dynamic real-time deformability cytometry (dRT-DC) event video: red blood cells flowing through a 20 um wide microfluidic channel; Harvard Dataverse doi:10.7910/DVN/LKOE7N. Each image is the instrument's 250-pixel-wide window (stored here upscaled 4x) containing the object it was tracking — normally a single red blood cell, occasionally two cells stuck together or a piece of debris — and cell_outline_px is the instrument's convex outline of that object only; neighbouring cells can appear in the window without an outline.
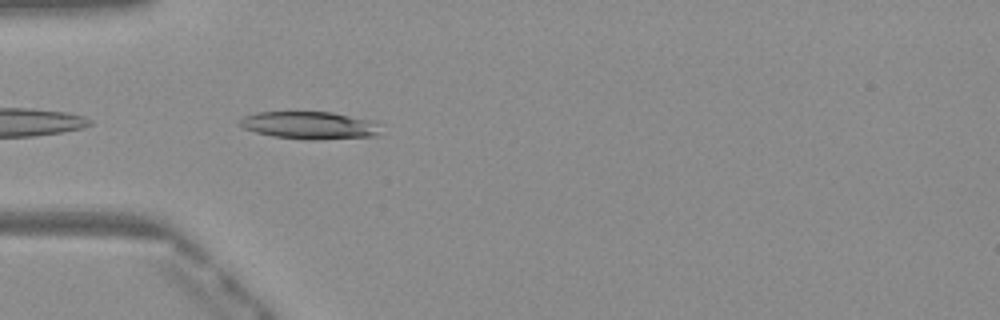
{"species": "Egyptian fruit bat (a non-hibernating species)", "species_latin": "Rousettus aegyptiacus", "temperature_condition": "warm", "stored_images_in_passage": 4, "camera_frame_rate_fps": 3000, "um_per_image_px": 0.085, "frame": {"image": 1, "passage_image": 1, "time_ms": 0.0, "image_size_px": [1000, 320], "cell_outline_px": [[384, 124], [380, 136], [316, 140], [304, 140], [272, 136], [256, 132], [244, 128], [236, 124], [236, 120], [244, 116], [256, 112], [332, 112], [376, 120]], "centroid_in_image_um": [26.41, 10.65], "position_along_channel_um": 58.6, "area_um2": 23.52}}